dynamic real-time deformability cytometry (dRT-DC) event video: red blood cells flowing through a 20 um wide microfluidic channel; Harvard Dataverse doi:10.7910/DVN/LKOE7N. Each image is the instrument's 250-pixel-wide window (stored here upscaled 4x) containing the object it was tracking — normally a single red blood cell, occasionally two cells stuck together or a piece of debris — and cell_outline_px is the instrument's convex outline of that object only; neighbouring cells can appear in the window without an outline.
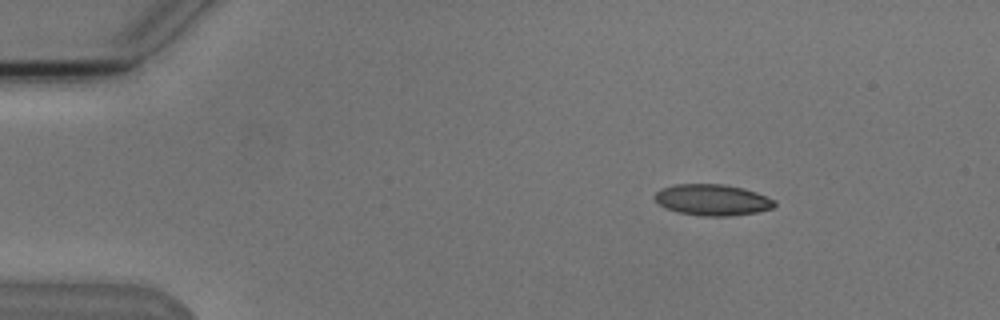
{"species": "Egyptian fruit bat (a non-hibernating species)", "species_latin": "Rousettus aegyptiacus", "temperature_condition": "cold", "stored_images_in_passage": 4, "camera_frame_rate_fps": 3000, "um_per_image_px": 0.085, "animal": {"sex": "male"}, "frame": {"image": 1, "passage_image": 2, "time_ms": 1.0, "image_size_px": [1000, 320], "cell_outline_px": [[776, 204], [772, 208], [756, 212], [728, 216], [700, 216], [680, 212], [668, 208], [660, 204], [652, 196], [660, 188], [676, 184], [724, 184], [744, 188], [756, 192], [776, 200]], "centroid_in_image_um": [60.56, 16.98], "position_along_channel_um": 24.4, "area_um2": 21.73}}